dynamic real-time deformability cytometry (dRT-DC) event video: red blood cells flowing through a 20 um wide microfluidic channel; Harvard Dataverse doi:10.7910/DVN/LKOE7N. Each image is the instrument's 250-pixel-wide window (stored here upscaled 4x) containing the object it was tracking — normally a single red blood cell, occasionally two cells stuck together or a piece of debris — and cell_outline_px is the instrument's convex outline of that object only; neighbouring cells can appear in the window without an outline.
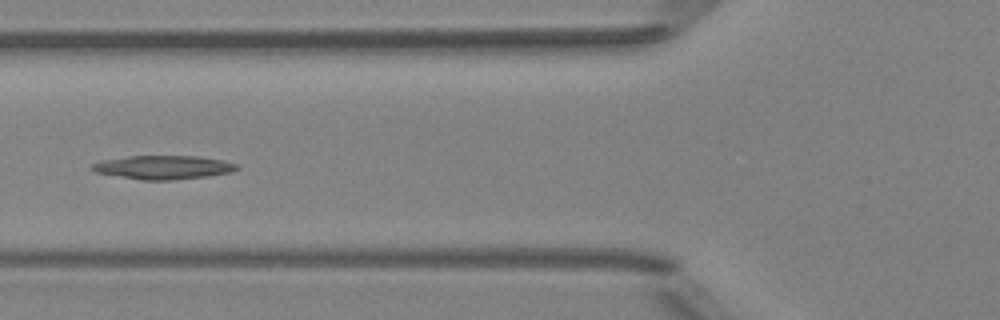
{"species": "Egyptian fruit bat (a non-hibernating species)", "species_latin": "Rousettus aegyptiacus", "temperature_condition": "room temperature", "stored_images_in_passage": 5, "camera_frame_rate_fps": 3000, "um_per_image_px": 0.085, "animal": {"sex": "female"}, "frame": {"image": 1, "passage_image": 3, "time_ms": 3.333, "image_size_px": [1000, 320], "cell_outline_px": [[240, 168], [232, 172], [208, 176], [172, 180], [140, 180], [96, 172], [92, 168], [92, 164], [100, 160], [128, 156], [200, 156], [224, 160], [240, 164]], "centroid_in_image_um": [13.95, 14.22], "position_along_channel_um": 111.9, "area_um2": 20.17}}
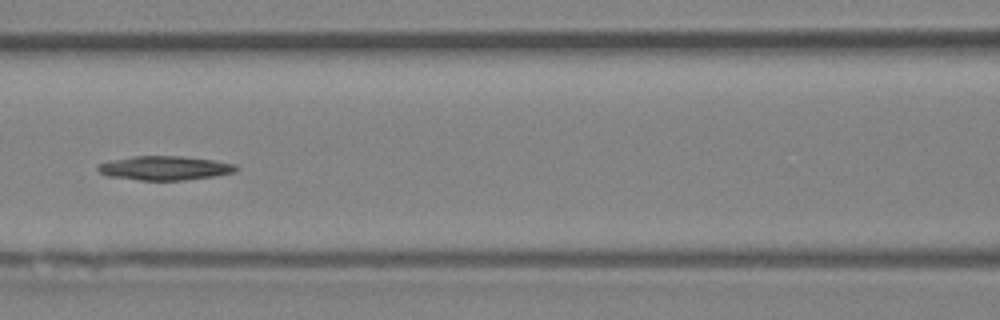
{"frame": {"image": 2, "passage_image": 4, "time_ms": 4.333, "image_size_px": [1000, 320], "cell_outline_px": [[240, 168], [236, 172], [212, 176], [184, 180], [140, 180], [108, 176], [100, 172], [96, 168], [100, 164], [112, 160], [132, 156], [180, 156], [212, 160], [236, 164]], "centroid_in_image_um": [14.03, 14.28], "position_along_channel_um": 152.6, "area_um2": 19.25}}
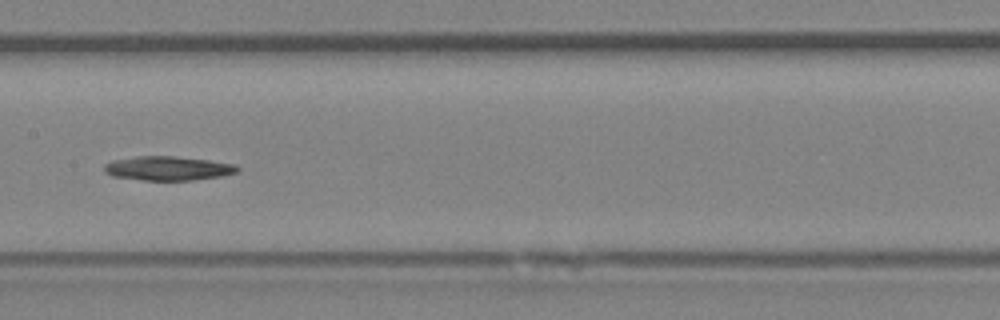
{"frame": {"image": 3, "passage_image": 5, "time_ms": 5.333, "image_size_px": [1000, 320], "cell_outline_px": [[240, 172], [224, 176], [192, 180], [144, 180], [112, 176], [104, 172], [104, 164], [112, 160], [136, 156], [176, 156], [208, 160], [236, 164], [240, 168]], "centroid_in_image_um": [14.31, 14.3], "position_along_channel_um": 193.1, "area_um2": 18.96}}